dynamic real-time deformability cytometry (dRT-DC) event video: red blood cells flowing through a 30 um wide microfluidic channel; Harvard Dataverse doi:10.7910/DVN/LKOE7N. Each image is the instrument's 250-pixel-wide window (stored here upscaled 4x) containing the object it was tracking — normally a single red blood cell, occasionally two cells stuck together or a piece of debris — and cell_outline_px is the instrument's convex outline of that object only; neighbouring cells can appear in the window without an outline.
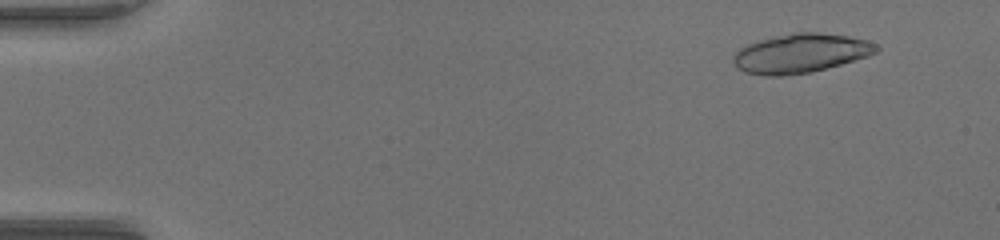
{"species": "common noctule bat (a hibernating species)", "species_latin": "Nyctalus noctula", "temperature_condition": "warm", "stored_images_in_passage": 23, "camera_frame_rate_fps": 3000, "um_per_image_px": 0.085, "animal": {"sex": "female", "body_mass_g": 17.0, "forearm_length_mm": 48.0}, "frame": {"image": 1, "passage_image": 5, "time_ms": 1.333, "image_size_px": [1000, 240], "cell_outline_px": [[880, 48], [876, 52], [868, 56], [812, 72], [780, 76], [768, 76], [744, 72], [732, 60], [732, 56], [740, 48], [748, 44], [760, 40], [776, 36], [796, 32], [816, 32], [848, 36], [868, 40], [876, 44]], "centroid_in_image_um": [68.06, 4.53], "position_along_channel_um": 16.9, "area_um2": 32.37}}
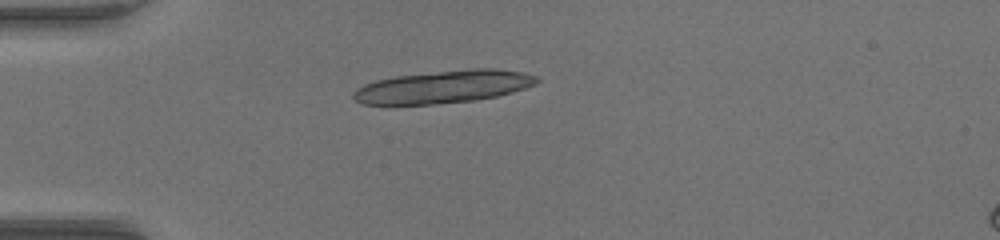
{"frame": {"image": 2, "passage_image": 15, "time_ms": 4.667, "image_size_px": [1000, 240], "cell_outline_px": [[540, 80], [536, 84], [512, 92], [496, 96], [476, 100], [432, 104], [364, 104], [356, 100], [352, 96], [352, 92], [356, 88], [364, 84], [376, 80], [396, 76], [472, 68], [496, 68], [520, 72], [536, 76]], "centroid_in_image_um": [37.69, 7.37], "position_along_channel_um": 47.3, "area_um2": 34.68}}